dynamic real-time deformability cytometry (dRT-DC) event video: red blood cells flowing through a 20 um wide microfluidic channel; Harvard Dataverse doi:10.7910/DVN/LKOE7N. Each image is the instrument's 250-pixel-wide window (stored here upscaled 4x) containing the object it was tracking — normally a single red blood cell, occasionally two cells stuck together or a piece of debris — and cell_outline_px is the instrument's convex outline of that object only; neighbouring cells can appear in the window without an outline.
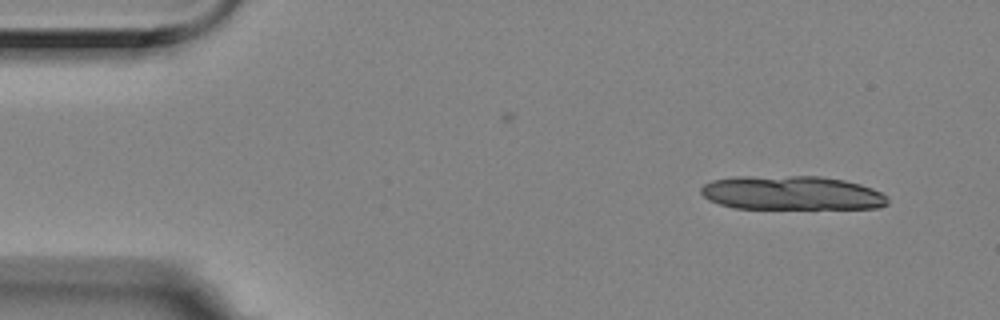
{"species": "Egyptian fruit bat (a non-hibernating species)", "species_latin": "Rousettus aegyptiacus", "temperature_condition": "room temperature", "stored_images_in_passage": 12, "camera_frame_rate_fps": 3000, "um_per_image_px": 0.085, "animal": {"sex": "female"}, "frame": {"image": 1, "passage_image": 1, "time_ms": 0.0, "image_size_px": [1000, 320], "cell_outline_px": [[888, 204], [880, 208], [732, 208], [708, 200], [700, 192], [700, 188], [704, 184], [712, 180], [736, 176], [820, 176], [844, 180], [860, 184], [872, 188], [888, 196]], "centroid_in_image_um": [67.28, 16.4], "position_along_channel_um": 17.7, "area_um2": 37.22}}
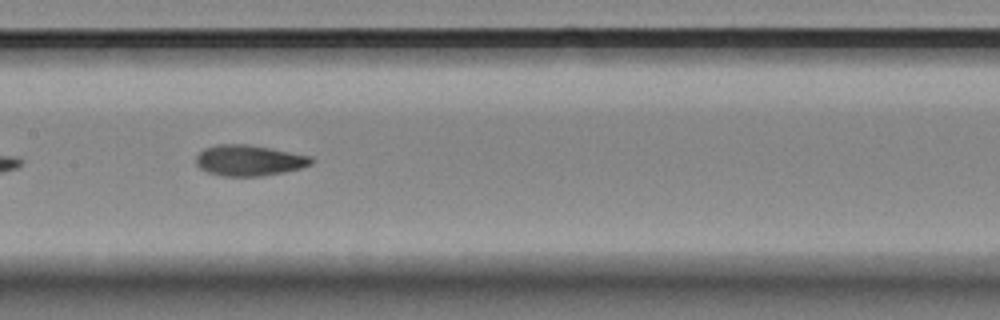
{"frame": {"image": 2, "passage_image": 7, "time_ms": 2.0, "image_size_px": [1000, 320], "cell_outline_px": [[316, 160], [312, 164], [300, 168], [284, 172], [260, 176], [220, 176], [208, 172], [200, 168], [196, 164], [196, 156], [204, 148], [216, 144], [248, 144], [272, 148], [312, 156]], "centroid_in_image_um": [21.19, 13.63], "position_along_channel_um": 186.2, "area_um2": 20.92}}
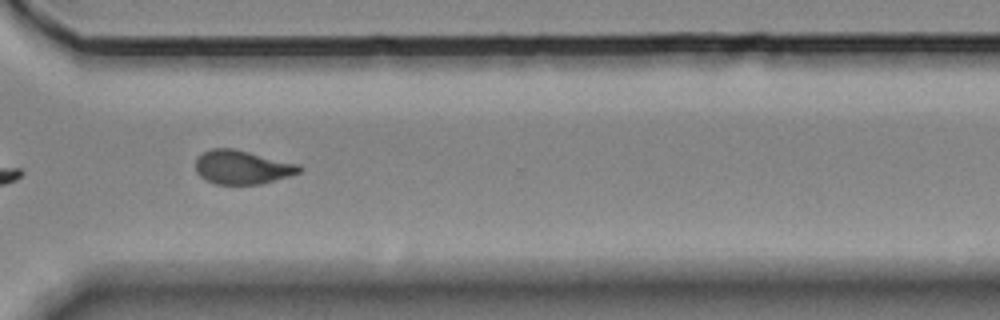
{"frame": {"image": 3, "passage_image": 11, "time_ms": 3.333, "image_size_px": [1000, 320], "cell_outline_px": [[304, 168], [300, 172], [288, 176], [260, 184], [216, 184], [200, 176], [196, 172], [196, 156], [200, 152], [212, 148], [236, 148], [300, 164]], "centroid_in_image_um": [20.58, 14.18], "position_along_channel_um": 350.0, "area_um2": 20.69}}